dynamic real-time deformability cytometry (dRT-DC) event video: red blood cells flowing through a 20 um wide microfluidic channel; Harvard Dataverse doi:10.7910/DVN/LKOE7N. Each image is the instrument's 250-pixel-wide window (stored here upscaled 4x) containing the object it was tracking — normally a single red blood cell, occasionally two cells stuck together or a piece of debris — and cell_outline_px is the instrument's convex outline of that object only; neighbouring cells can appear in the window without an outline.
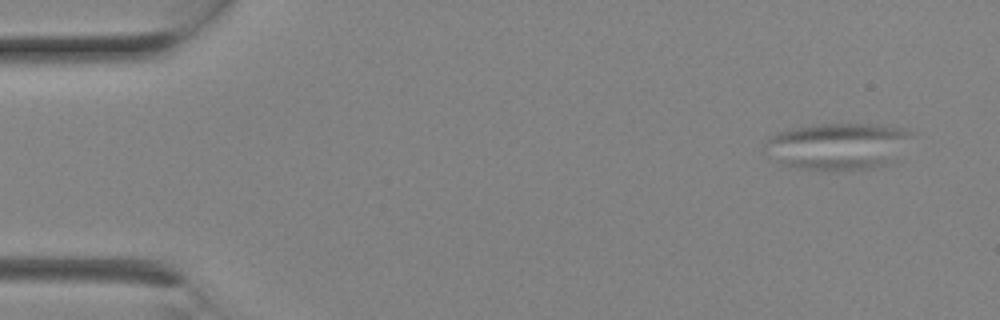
{"species": "Egyptian fruit bat (a non-hibernating species)", "species_latin": "Rousettus aegyptiacus", "temperature_condition": "room temperature", "stored_images_in_passage": 2, "camera_frame_rate_fps": 3000, "um_per_image_px": 0.085, "animal": {"sex": "female"}, "frame": {"image": 1, "passage_image": 1, "time_ms": 0.0, "image_size_px": [1000, 320], "cell_outline_px": [[912, 132], [896, 160], [888, 164], [876, 168], [800, 168], [780, 164], [768, 156], [764, 152], [764, 144], [772, 136], [780, 132], [816, 124], [880, 124], [904, 128]], "centroid_in_image_um": [71.22, 12.41], "position_along_channel_um": 13.8, "area_um2": 39.36}}